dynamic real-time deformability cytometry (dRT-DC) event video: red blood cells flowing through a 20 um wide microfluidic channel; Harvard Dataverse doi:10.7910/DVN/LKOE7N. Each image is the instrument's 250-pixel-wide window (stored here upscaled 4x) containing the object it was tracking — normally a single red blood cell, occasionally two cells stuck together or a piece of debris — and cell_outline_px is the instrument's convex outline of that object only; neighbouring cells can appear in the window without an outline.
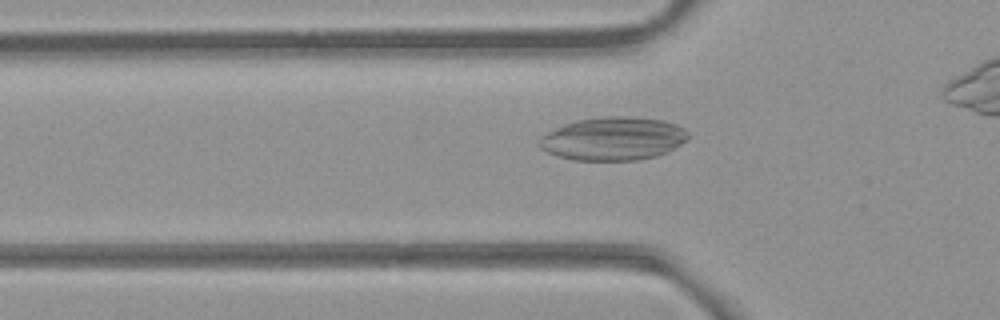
{"species": "common noctule bat (a hibernating species)", "species_latin": "Nyctalus noctula", "temperature_condition": "room temperature", "stored_images_in_passage": 32, "camera_frame_rate_fps": 3000, "um_per_image_px": 0.085, "animal": {"sex": "female", "body_mass_g": 21.9}, "frame": {"image": 1, "passage_image": 6, "time_ms": 1.667, "image_size_px": [1000, 320], "cell_outline_px": [[688, 140], [668, 152], [656, 156], [636, 160], [572, 160], [556, 156], [540, 148], [540, 136], [564, 124], [576, 120], [604, 116], [628, 116], [664, 120], [676, 124], [684, 128], [688, 132]], "centroid_in_image_um": [52.14, 11.78], "position_along_channel_um": 73.7, "area_um2": 37.69}}
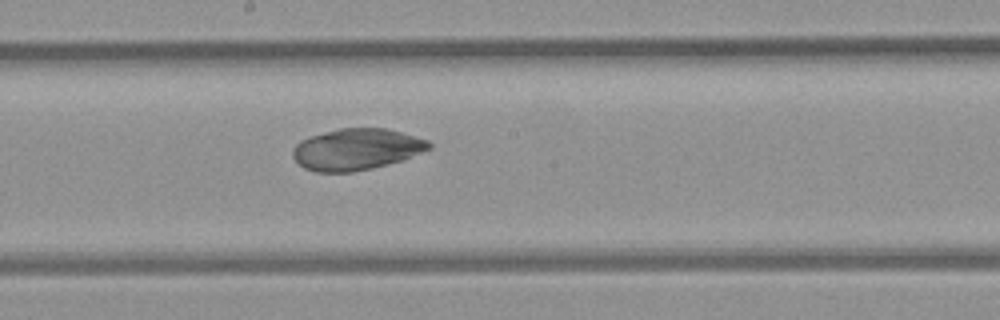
{"frame": {"image": 2, "passage_image": 17, "time_ms": 5.333, "image_size_px": [1000, 320], "cell_outline_px": [[432, 148], [404, 160], [372, 168], [352, 172], [316, 172], [304, 168], [292, 156], [292, 148], [300, 140], [312, 136], [340, 128], [384, 128], [400, 132], [428, 140], [432, 144]], "centroid_in_image_um": [30.31, 12.7], "position_along_channel_um": 217.9, "area_um2": 32.83}}
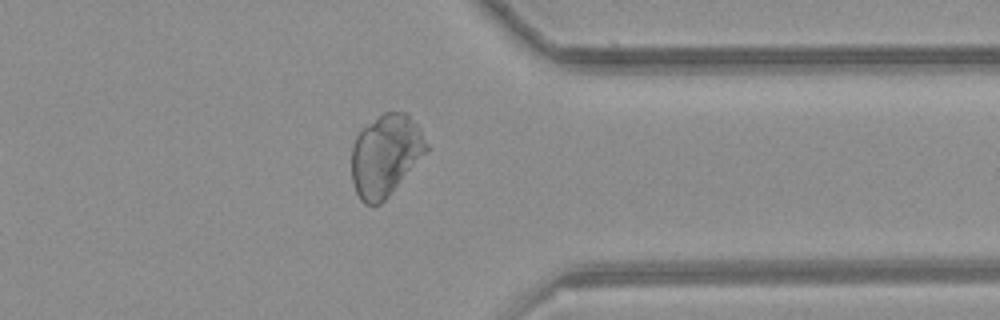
{"frame": {"image": 3, "passage_image": 30, "time_ms": 9.667, "image_size_px": [1000, 320], "cell_outline_px": [[428, 152], [388, 196], [380, 204], [364, 204], [360, 200], [352, 184], [352, 144], [356, 136], [368, 124], [384, 112], [408, 112], [416, 124], [428, 144]], "centroid_in_image_um": [32.77, 13.21], "position_along_channel_um": 378.6, "area_um2": 35.55}}